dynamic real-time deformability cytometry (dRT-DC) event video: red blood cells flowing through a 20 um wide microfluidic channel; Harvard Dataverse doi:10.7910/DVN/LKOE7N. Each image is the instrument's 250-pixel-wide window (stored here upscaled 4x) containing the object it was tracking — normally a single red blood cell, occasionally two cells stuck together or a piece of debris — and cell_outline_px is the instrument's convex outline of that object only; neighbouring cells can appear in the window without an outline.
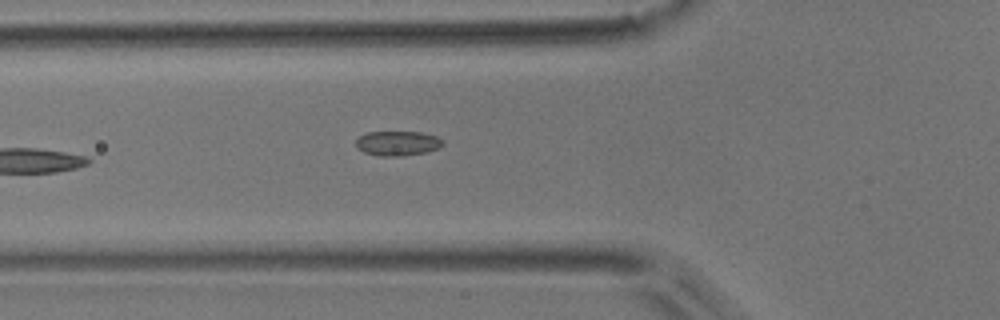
{"species": "common noctule bat (a hibernating species)", "species_latin": "Nyctalus noctula", "temperature_condition": "room temperature", "stored_images_in_passage": 6, "camera_frame_rate_fps": 3000, "um_per_image_px": 0.085, "animal": {"sex": "male", "body_mass_g": 17.9}, "frame": {"image": 1, "passage_image": 6, "time_ms": 1.667, "image_size_px": [1000, 320], "cell_outline_px": [[444, 144], [440, 148], [428, 152], [404, 156], [380, 156], [364, 152], [356, 148], [356, 140], [364, 132], [420, 132], [436, 136], [444, 140]], "centroid_in_image_um": [33.82, 12.19], "position_along_channel_um": 92.0, "area_um2": 12.72}}